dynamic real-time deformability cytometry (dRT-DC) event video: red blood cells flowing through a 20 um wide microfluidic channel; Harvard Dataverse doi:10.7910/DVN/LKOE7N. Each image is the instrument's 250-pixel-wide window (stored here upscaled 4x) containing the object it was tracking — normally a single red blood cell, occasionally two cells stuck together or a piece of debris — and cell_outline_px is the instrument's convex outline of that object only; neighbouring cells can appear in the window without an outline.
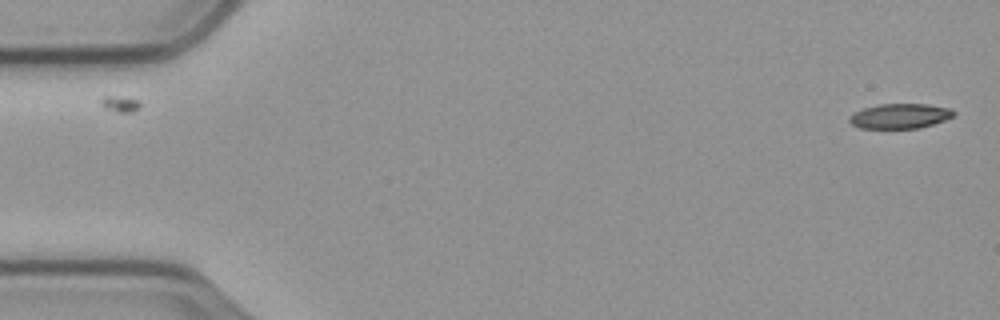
{"species": "common noctule bat (a hibernating species)", "species_latin": "Nyctalus noctula", "temperature_condition": "cold", "stored_images_in_passage": 53, "camera_frame_rate_fps": 3000, "um_per_image_px": 0.085, "animal": {"sex": "male", "body_mass_g": 23.1, "forearm_length_mm": 52.7}, "frame": {"image": 1, "passage_image": 1, "time_ms": 0.0, "image_size_px": [1000, 320], "cell_outline_px": [[956, 116], [920, 128], [860, 128], [852, 124], [848, 120], [856, 112], [864, 108], [880, 104], [924, 104], [948, 108], [956, 112]], "centroid_in_image_um": [76.53, 9.87], "position_along_channel_um": 8.5, "area_um2": 14.91}}
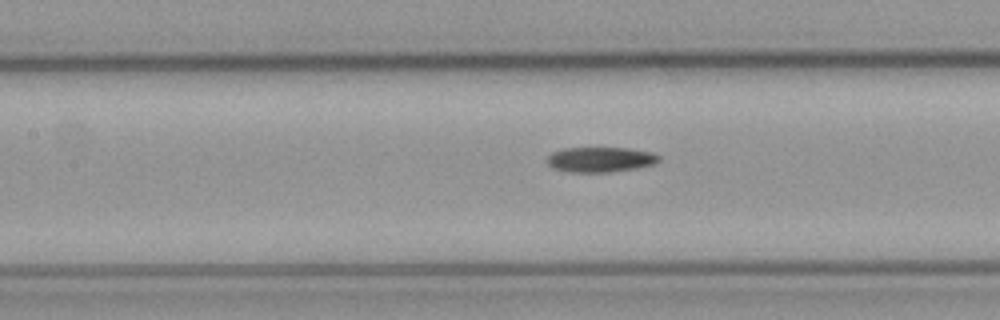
{"frame": {"image": 2, "passage_image": 25, "time_ms": 8.0, "image_size_px": [1000, 320], "cell_outline_px": [[660, 160], [652, 164], [636, 168], [608, 172], [572, 172], [552, 168], [548, 164], [548, 156], [552, 152], [564, 148], [628, 148], [652, 152], [660, 156]], "centroid_in_image_um": [51.03, 13.55], "position_along_channel_um": 156.4, "area_um2": 16.24}}
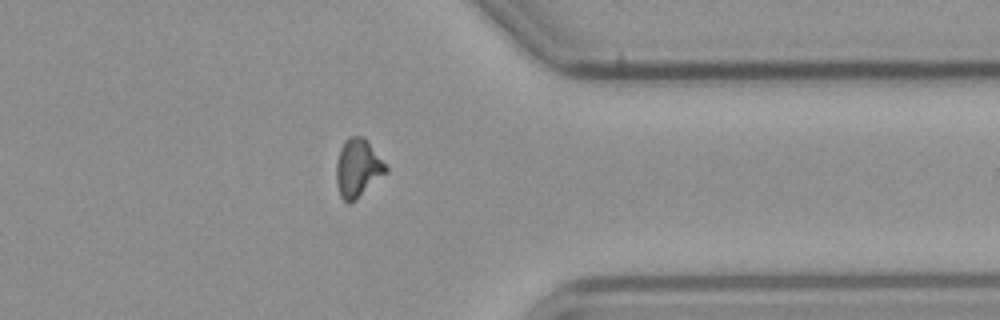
{"frame": {"image": 3, "passage_image": 45, "time_ms": 14.667, "image_size_px": [1000, 320], "cell_outline_px": [[388, 172], [356, 200], [348, 204], [340, 196], [336, 184], [336, 164], [340, 148], [344, 140], [348, 136], [364, 136], [368, 140], [388, 168]], "centroid_in_image_um": [30.41, 14.28], "position_along_channel_um": 381.0, "area_um2": 17.11}}